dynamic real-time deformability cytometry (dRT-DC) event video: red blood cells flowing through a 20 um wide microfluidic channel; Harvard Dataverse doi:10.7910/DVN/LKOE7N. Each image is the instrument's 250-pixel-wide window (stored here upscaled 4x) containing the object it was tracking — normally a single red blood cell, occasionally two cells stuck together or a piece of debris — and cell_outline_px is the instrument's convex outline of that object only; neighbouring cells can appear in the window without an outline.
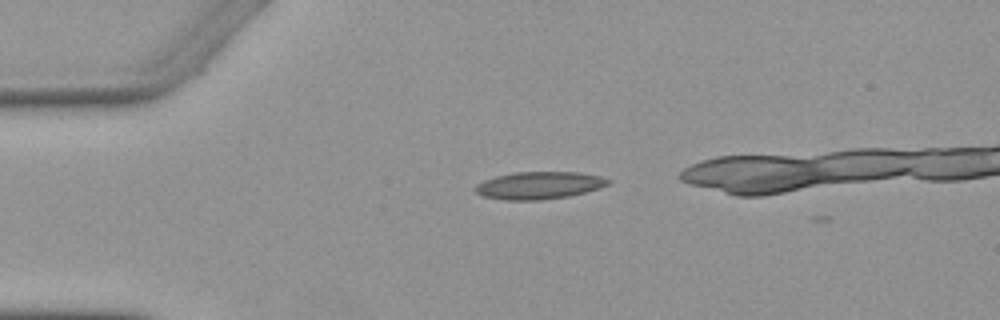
{"species": "Egyptian fruit bat (a non-hibernating species)", "species_latin": "Rousettus aegyptiacus", "temperature_condition": "warm", "stored_images_in_passage": 3, "camera_frame_rate_fps": 3000, "um_per_image_px": 0.085, "animal": {"sex": "female"}, "frame": {"image": 1, "passage_image": 1, "time_ms": 0.0, "image_size_px": [1000, 320], "cell_outline_px": [[612, 180], [608, 184], [600, 188], [568, 196], [540, 200], [504, 200], [484, 196], [476, 192], [472, 188], [476, 184], [484, 180], [496, 176], [516, 172], [580, 172], [600, 176]], "centroid_in_image_um": [45.81, 15.75], "position_along_channel_um": 39.2, "area_um2": 21.21}}